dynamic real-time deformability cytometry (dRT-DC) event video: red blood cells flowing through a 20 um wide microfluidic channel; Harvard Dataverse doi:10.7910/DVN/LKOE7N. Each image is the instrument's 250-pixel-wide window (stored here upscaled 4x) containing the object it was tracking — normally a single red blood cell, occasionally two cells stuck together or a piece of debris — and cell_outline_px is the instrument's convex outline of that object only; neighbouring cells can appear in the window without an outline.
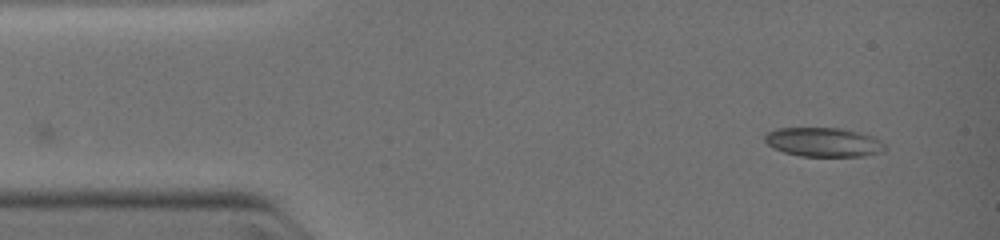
{"species": "common noctule bat (a hibernating species)", "species_latin": "Nyctalus noctula", "temperature_condition": "warm", "stored_images_in_passage": 10, "camera_frame_rate_fps": 3000, "um_per_image_px": 0.085, "animal": {"sex": "female", "body_mass_g": 19.0, "forearm_length_mm": 51.5}, "frame": {"image": 1, "passage_image": 1, "time_ms": 0.0, "image_size_px": [1000, 240], "cell_outline_px": [[884, 152], [864, 156], [800, 156], [784, 152], [772, 148], [764, 140], [764, 136], [768, 132], [776, 128], [840, 128], [872, 136], [880, 140], [884, 144]], "centroid_in_image_um": [69.97, 12.09], "position_along_channel_um": 15.0, "area_um2": 20.35}}
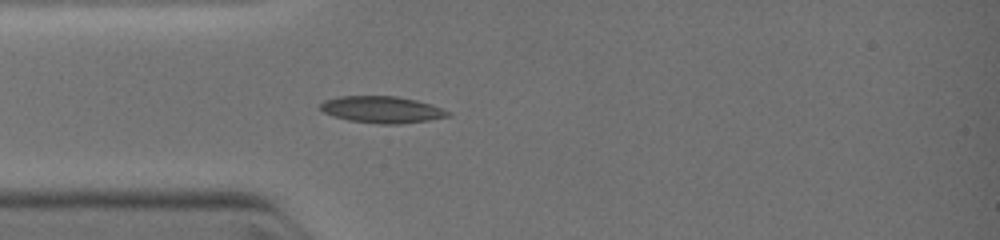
{"frame": {"image": 2, "passage_image": 6, "time_ms": 2.333, "image_size_px": [1000, 240], "cell_outline_px": [[452, 116], [428, 120], [400, 124], [380, 124], [348, 120], [324, 112], [320, 108], [320, 104], [324, 100], [340, 96], [396, 96], [416, 100], [432, 104], [452, 112]], "centroid_in_image_um": [32.52, 9.31], "position_along_channel_um": 52.5, "area_um2": 19.88}}
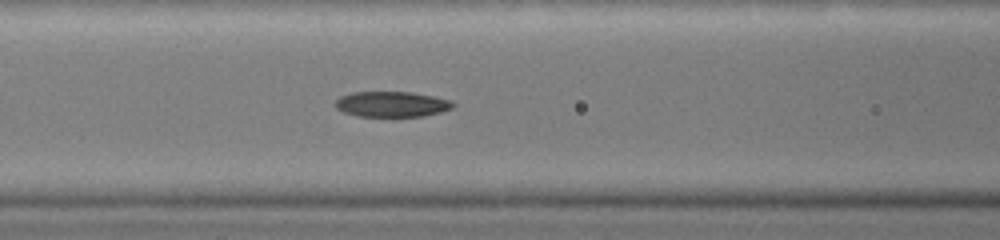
{"frame": {"image": 3, "passage_image": 10, "time_ms": 4.0, "image_size_px": [1000, 240], "cell_outline_px": [[456, 104], [452, 108], [440, 112], [424, 116], [360, 116], [344, 112], [336, 108], [336, 100], [340, 96], [352, 92], [412, 92], [452, 100]], "centroid_in_image_um": [33.32, 8.85], "position_along_channel_um": 133.3, "area_um2": 17.4}}